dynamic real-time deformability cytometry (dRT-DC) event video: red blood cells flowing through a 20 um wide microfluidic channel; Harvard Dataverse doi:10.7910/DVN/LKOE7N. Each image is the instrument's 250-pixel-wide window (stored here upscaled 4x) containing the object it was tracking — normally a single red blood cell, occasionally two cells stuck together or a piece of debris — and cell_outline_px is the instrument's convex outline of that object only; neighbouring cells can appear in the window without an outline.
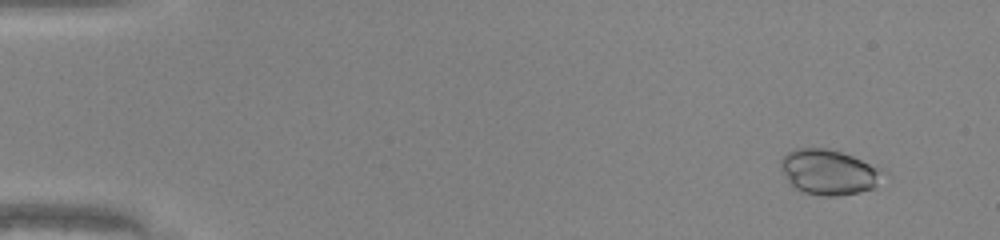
{"species": "common noctule bat (a hibernating species)", "species_latin": "Nyctalus noctula", "temperature_condition": "warm", "stored_images_in_passage": 49, "camera_frame_rate_fps": 3000, "um_per_image_px": 0.085, "animal": {"sex": "male", "body_mass_g": 20.0, "forearm_length_mm": 53.3}, "frame": {"image": 1, "passage_image": 4, "time_ms": 1.0, "image_size_px": [1000, 240], "cell_outline_px": [[888, 172], [872, 188], [860, 192], [836, 196], [824, 196], [804, 192], [796, 188], [788, 180], [780, 168], [780, 160], [788, 152], [796, 148], [828, 148], [852, 156], [884, 168]], "centroid_in_image_um": [70.49, 14.62], "position_along_channel_um": 14.5, "area_um2": 26.99}}
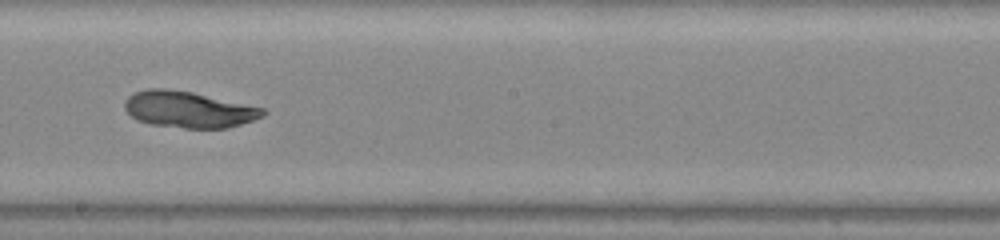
{"frame": {"image": 2, "passage_image": 29, "time_ms": 9.333, "image_size_px": [1000, 240], "cell_outline_px": [[268, 112], [264, 116], [228, 128], [184, 128], [148, 124], [136, 120], [124, 108], [124, 100], [128, 96], [136, 92], [148, 88], [164, 88], [192, 92], [264, 108]], "centroid_in_image_um": [16.01, 9.31], "position_along_channel_um": 232.2, "area_um2": 29.3}}
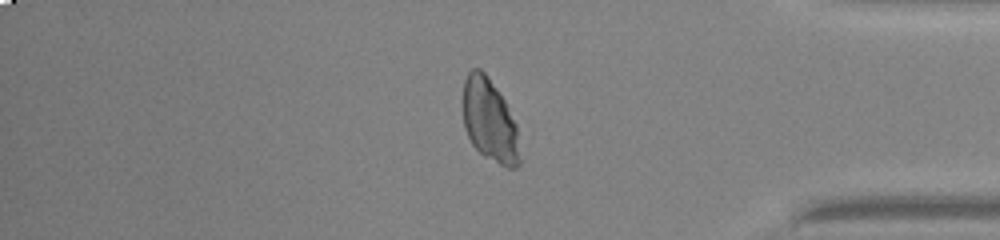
{"frame": {"image": 3, "passage_image": 42, "time_ms": 13.667, "image_size_px": [1000, 240], "cell_outline_px": [[520, 164], [516, 168], [508, 168], [484, 156], [472, 144], [464, 128], [464, 80], [468, 72], [472, 68], [480, 68], [488, 76], [504, 100], [516, 124], [520, 160]], "centroid_in_image_um": [41.62, 10.24], "position_along_channel_um": 393.6, "area_um2": 27.17}, "authors_computed_cell_mechanics": {"area_um2": 28.4376, "velocity_mm_per_s": 4.2311, "shape_relaxation_time_tau1_ms": null, "shape_relaxation_time_tau2_ms": 0.8713, "deformation_change_tau1": null, "deformation_change_tau2": 0.0417}}